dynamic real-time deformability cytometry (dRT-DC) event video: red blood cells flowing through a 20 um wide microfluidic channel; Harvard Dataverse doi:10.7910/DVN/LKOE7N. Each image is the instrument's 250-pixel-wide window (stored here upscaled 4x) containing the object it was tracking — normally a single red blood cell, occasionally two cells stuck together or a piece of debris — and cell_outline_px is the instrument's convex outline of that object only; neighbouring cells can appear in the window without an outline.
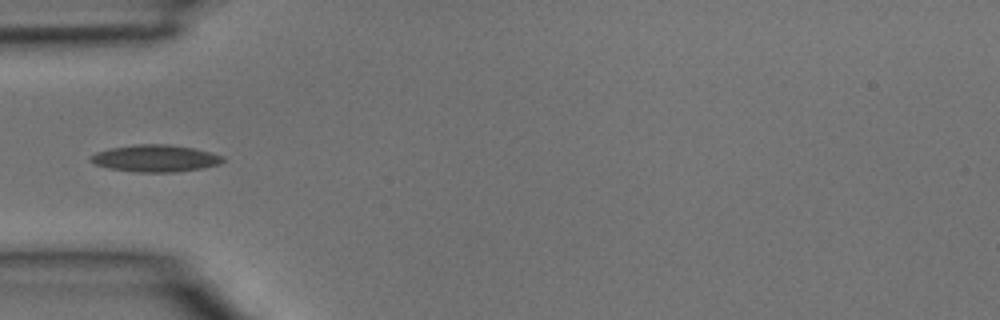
{"species": "common noctule bat (a hibernating species)", "species_latin": "Nyctalus noctula", "temperature_condition": "room temperature", "stored_images_in_passage": 2, "camera_frame_rate_fps": 3000, "um_per_image_px": 0.085, "animal": {"sex": "male", "body_mass_g": 15.6}, "frame": {"image": 1, "passage_image": 2, "time_ms": 0.333, "image_size_px": [1000, 320], "cell_outline_px": [[224, 160], [220, 164], [200, 168], [176, 172], [136, 172], [108, 168], [96, 164], [88, 160], [88, 156], [96, 152], [112, 148], [136, 144], [168, 144], [196, 148], [212, 152], [224, 156]], "centroid_in_image_um": [13.21, 13.45], "position_along_channel_um": 71.8, "area_um2": 20.92}}